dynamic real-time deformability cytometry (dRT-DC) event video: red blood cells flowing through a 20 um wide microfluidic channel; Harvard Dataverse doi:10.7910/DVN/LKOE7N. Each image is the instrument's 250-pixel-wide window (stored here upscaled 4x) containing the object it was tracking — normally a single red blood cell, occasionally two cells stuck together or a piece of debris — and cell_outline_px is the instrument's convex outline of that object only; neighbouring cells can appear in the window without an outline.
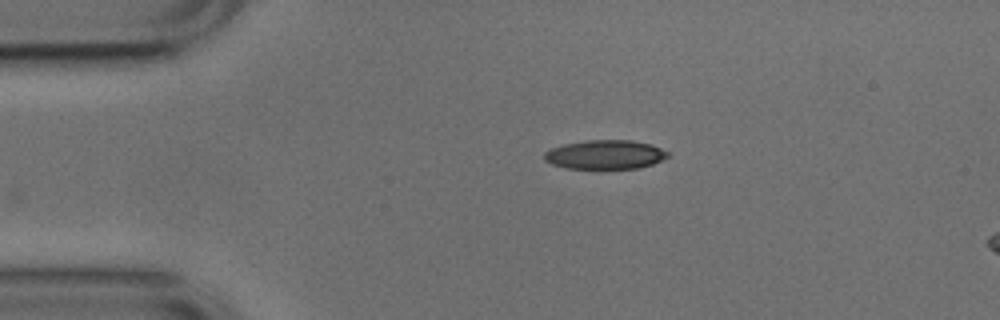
{"species": "common noctule bat (a hibernating species)", "species_latin": "Nyctalus noctula", "temperature_condition": "cold", "stored_images_in_passage": 41, "camera_frame_rate_fps": 3000, "um_per_image_px": 0.085, "animal": {"sex": "male", "body_mass_g": 17.9, "forearm_length_mm": 54.2}, "frame": {"image": 1, "passage_image": 1, "time_ms": 0.0, "image_size_px": [1000, 320], "cell_outline_px": [[672, 156], [664, 160], [652, 164], [636, 168], [564, 168], [552, 164], [544, 160], [544, 152], [552, 148], [564, 144], [584, 140], [632, 140], [652, 144], [668, 152]], "centroid_in_image_um": [51.46, 13.13], "position_along_channel_um": 33.5, "area_um2": 21.04}}
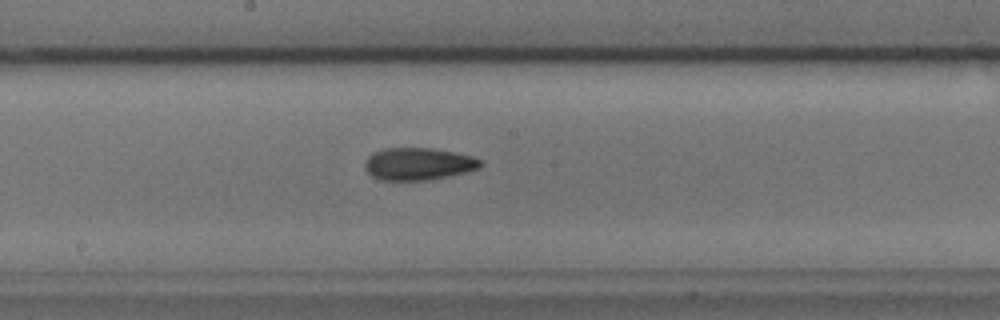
{"frame": {"image": 2, "passage_image": 18, "time_ms": 5.667, "image_size_px": [1000, 320], "cell_outline_px": [[484, 164], [480, 168], [448, 176], [428, 180], [380, 180], [372, 176], [368, 172], [364, 164], [368, 156], [372, 152], [384, 148], [432, 148], [472, 156], [484, 160]], "centroid_in_image_um": [35.57, 13.93], "position_along_channel_um": 212.6, "area_um2": 21.85}}
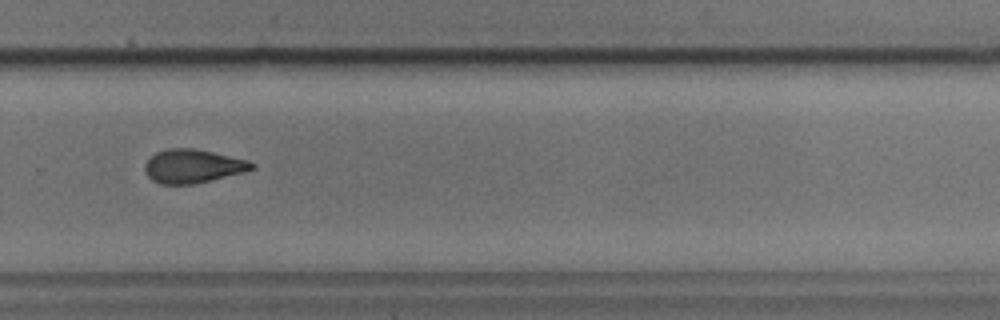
{"frame": {"image": 3, "passage_image": 26, "time_ms": 8.333, "image_size_px": [1000, 320], "cell_outline_px": [[256, 168], [244, 172], [192, 184], [160, 184], [152, 180], [144, 172], [144, 164], [156, 152], [168, 148], [192, 148], [212, 152], [248, 160], [256, 164]], "centroid_in_image_um": [16.38, 14.12], "position_along_channel_um": 313.4, "area_um2": 20.87}, "authors_computed_cell_mechanics": {"area_um2": 21.386, "velocity_mm_per_s": 3.7996, "shape_relaxation_time_tau1_ms": 9.4512, "shape_relaxation_time_tau2_ms": 3.2011, "deformation_change_tau1": 0.2106, "deformation_change_tau2": 0.1012}}